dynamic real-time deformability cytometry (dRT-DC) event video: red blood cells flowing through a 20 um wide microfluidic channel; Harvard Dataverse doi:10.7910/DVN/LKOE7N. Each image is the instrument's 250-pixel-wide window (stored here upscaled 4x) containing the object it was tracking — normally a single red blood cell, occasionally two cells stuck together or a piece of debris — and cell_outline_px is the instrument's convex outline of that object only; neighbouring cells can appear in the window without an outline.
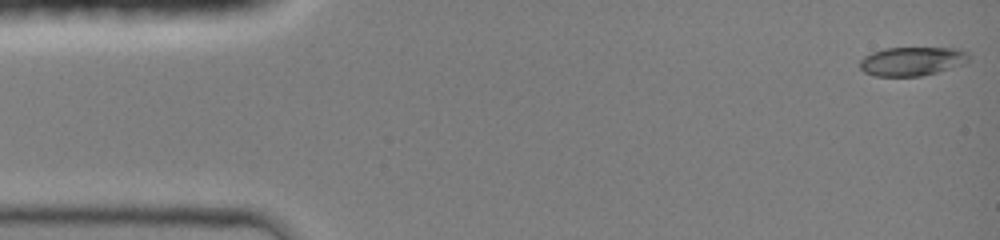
{"species": "common noctule bat (a hibernating species)", "species_latin": "Nyctalus noctula", "temperature_condition": "room temperature", "stored_images_in_passage": 19, "camera_frame_rate_fps": 3000, "um_per_image_px": 0.085, "animal": {"sex": "female", "body_mass_g": 19.0, "forearm_length_mm": 51.5}, "frame": {"image": 1, "passage_image": 1, "time_ms": 0.0, "image_size_px": [1000, 240], "cell_outline_px": [[972, 56], [964, 64], [936, 72], [920, 76], [872, 76], [864, 72], [860, 68], [860, 60], [864, 56], [872, 52], [884, 48], [960, 48], [968, 52]], "centroid_in_image_um": [77.53, 5.2], "position_along_channel_um": 7.5, "area_um2": 18.5}}
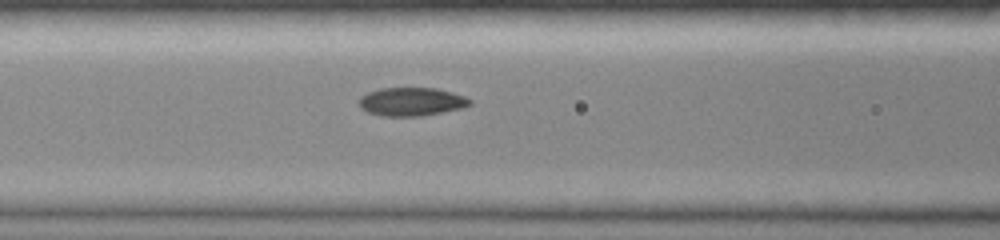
{"frame": {"image": 2, "passage_image": 14, "time_ms": 5.667, "image_size_px": [1000, 240], "cell_outline_px": [[472, 104], [460, 108], [420, 116], [380, 116], [368, 112], [360, 108], [360, 96], [368, 92], [380, 88], [436, 88], [452, 92], [464, 96], [472, 100]], "centroid_in_image_um": [34.96, 8.64], "position_along_channel_um": 131.6, "area_um2": 18.26}}
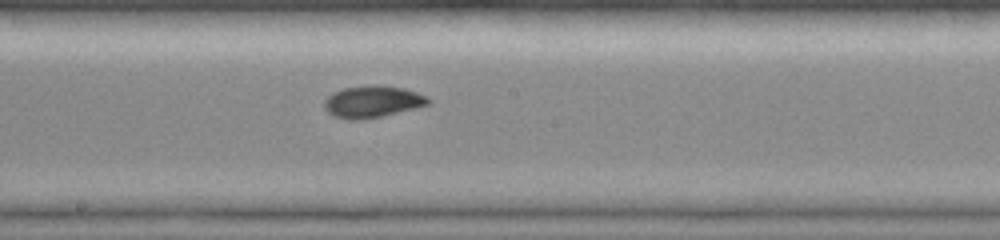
{"frame": {"image": 3, "passage_image": 19, "time_ms": 7.667, "image_size_px": [1000, 240], "cell_outline_px": [[432, 100], [428, 104], [416, 108], [380, 116], [352, 120], [348, 120], [332, 116], [324, 108], [324, 100], [332, 92], [344, 88], [376, 84], [380, 84], [404, 88], [428, 96]], "centroid_in_image_um": [31.65, 8.62], "position_along_channel_um": 216.5, "area_um2": 19.36}}